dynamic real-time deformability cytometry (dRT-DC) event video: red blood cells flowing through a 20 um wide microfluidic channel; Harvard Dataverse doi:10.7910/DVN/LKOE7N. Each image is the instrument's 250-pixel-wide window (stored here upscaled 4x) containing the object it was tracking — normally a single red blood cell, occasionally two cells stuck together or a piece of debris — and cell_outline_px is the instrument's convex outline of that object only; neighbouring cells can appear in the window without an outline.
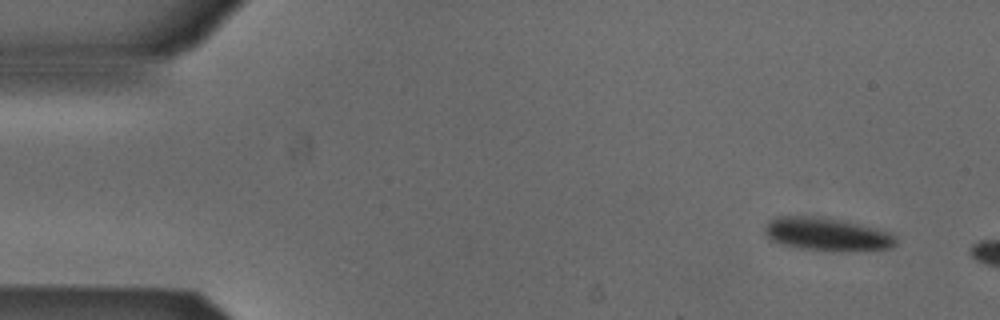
{"species": "Egyptian fruit bat (a non-hibernating species)", "species_latin": "Rousettus aegyptiacus", "temperature_condition": "cold", "stored_images_in_passage": 3, "camera_frame_rate_fps": 3000, "um_per_image_px": 0.085, "animal": {"sex": "male"}, "frame": {"image": 1, "passage_image": 1, "time_ms": 0.0, "image_size_px": [1000, 320], "cell_outline_px": [[896, 244], [892, 248], [840, 252], [796, 248], [780, 244], [768, 240], [764, 232], [764, 228], [772, 220], [780, 216], [800, 216], [840, 220], [876, 228], [888, 232], [896, 236]], "centroid_in_image_um": [70.28, 19.95], "position_along_channel_um": 14.7, "area_um2": 25.26}}